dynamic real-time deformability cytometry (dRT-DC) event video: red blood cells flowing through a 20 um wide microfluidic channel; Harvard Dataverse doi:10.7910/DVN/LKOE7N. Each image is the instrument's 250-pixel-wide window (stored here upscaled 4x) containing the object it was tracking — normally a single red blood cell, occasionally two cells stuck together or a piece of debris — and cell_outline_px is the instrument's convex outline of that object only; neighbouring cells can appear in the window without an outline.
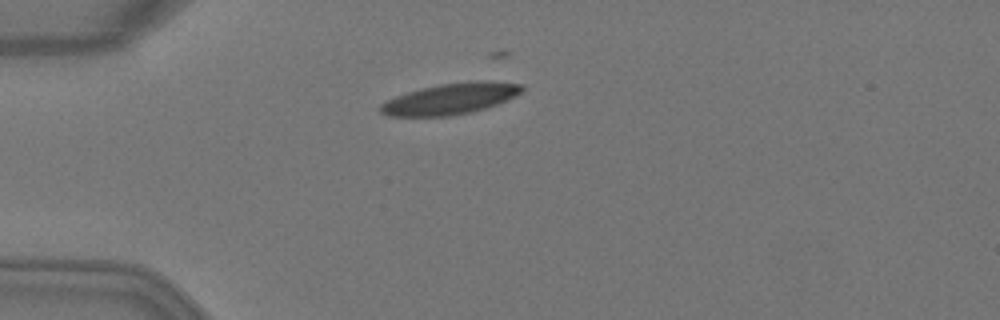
{"species": "Egyptian fruit bat (a non-hibernating species)", "species_latin": "Rousettus aegyptiacus", "temperature_condition": "warm", "stored_images_in_passage": 3, "camera_frame_rate_fps": 3000, "um_per_image_px": 0.085, "animal": {"sex": "female"}, "frame": {"image": 1, "passage_image": 1, "time_ms": 0.0, "image_size_px": [1000, 320], "cell_outline_px": [[524, 88], [520, 92], [496, 104], [472, 112], [448, 116], [388, 116], [380, 112], [380, 104], [396, 96], [420, 88], [440, 84], [476, 80], [524, 84]], "centroid_in_image_um": [38.25, 8.39], "position_along_channel_um": 46.7, "area_um2": 25.26}}